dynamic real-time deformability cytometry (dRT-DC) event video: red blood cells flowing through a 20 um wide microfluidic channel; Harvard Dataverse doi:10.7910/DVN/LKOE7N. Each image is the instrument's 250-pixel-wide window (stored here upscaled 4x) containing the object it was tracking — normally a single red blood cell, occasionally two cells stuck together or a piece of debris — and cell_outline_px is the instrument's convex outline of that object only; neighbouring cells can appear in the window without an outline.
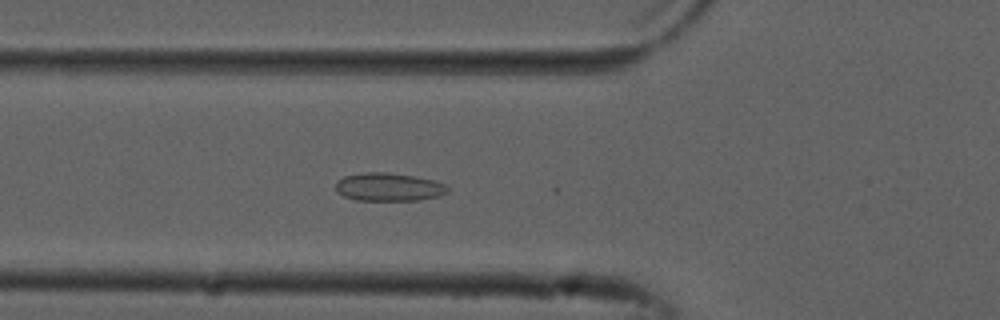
{"species": "common noctule bat (a hibernating species)", "species_latin": "Nyctalus noctula", "temperature_condition": "cold", "stored_images_in_passage": 27, "camera_frame_rate_fps": 3000, "um_per_image_px": 0.085, "animal": {"sex": "male", "forearm_length_mm": 52.5}, "frame": {"image": 1, "passage_image": 18, "time_ms": 5.667, "image_size_px": [1000, 320], "cell_outline_px": [[448, 192], [436, 196], [416, 200], [356, 200], [344, 196], [336, 192], [336, 180], [344, 176], [364, 172], [388, 172], [436, 180], [444, 184], [448, 188]], "centroid_in_image_um": [33.0, 15.88], "position_along_channel_um": 92.8, "area_um2": 18.32}}
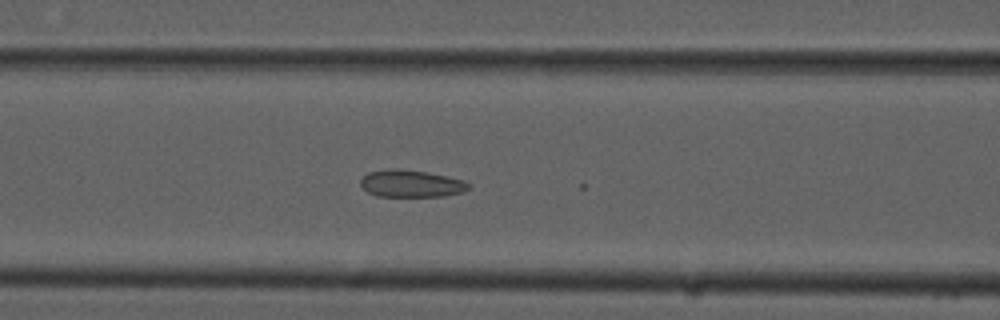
{"frame": {"image": 2, "passage_image": 21, "time_ms": 6.667, "image_size_px": [1000, 320], "cell_outline_px": [[472, 184], [464, 192], [444, 196], [376, 196], [368, 192], [360, 184], [360, 180], [368, 172], [424, 172], [464, 180]], "centroid_in_image_um": [35.02, 15.67], "position_along_channel_um": 131.6, "area_um2": 16.13}}
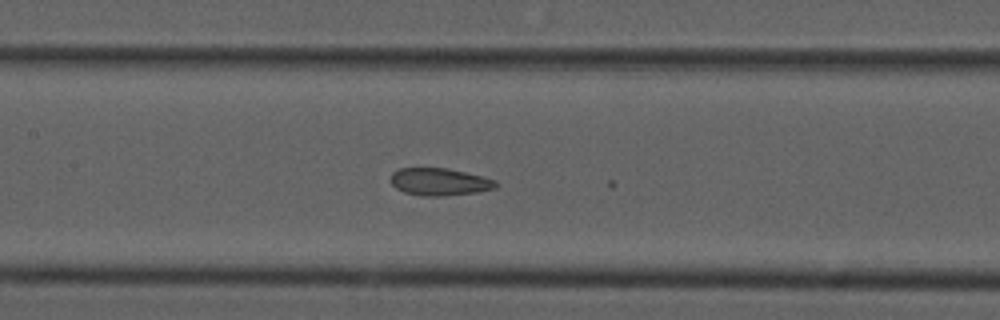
{"frame": {"image": 3, "passage_image": 24, "time_ms": 7.667, "image_size_px": [1000, 320], "cell_outline_px": [[496, 188], [476, 192], [444, 196], [424, 196], [404, 192], [396, 188], [392, 184], [392, 172], [400, 168], [448, 168], [496, 180]], "centroid_in_image_um": [37.35, 15.45], "position_along_channel_um": 170.1, "area_um2": 16.59}}